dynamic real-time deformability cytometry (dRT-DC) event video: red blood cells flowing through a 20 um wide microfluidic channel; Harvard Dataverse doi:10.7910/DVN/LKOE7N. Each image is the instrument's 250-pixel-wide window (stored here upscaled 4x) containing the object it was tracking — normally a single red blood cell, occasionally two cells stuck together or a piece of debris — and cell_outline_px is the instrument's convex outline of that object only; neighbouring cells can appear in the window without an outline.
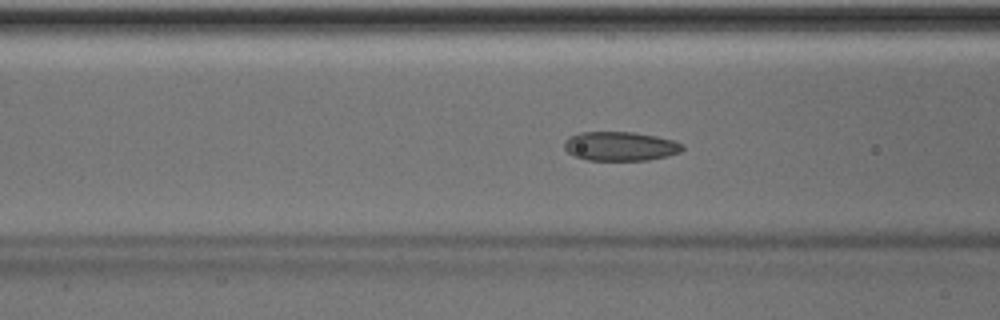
{"species": "Egyptian fruit bat (a non-hibernating species)", "species_latin": "Rousettus aegyptiacus", "temperature_condition": "room temperature", "stored_images_in_passage": 52, "camera_frame_rate_fps": 3000, "um_per_image_px": 0.085, "animal": {"sex": "male"}, "frame": {"image": 1, "passage_image": 20, "time_ms": 6.333, "image_size_px": [1000, 320], "cell_outline_px": [[684, 148], [680, 152], [648, 160], [588, 160], [576, 156], [568, 152], [564, 148], [564, 140], [580, 132], [632, 132], [656, 136], [672, 140], [684, 144]], "centroid_in_image_um": [52.72, 12.42], "position_along_channel_um": 113.9, "area_um2": 19.88}}
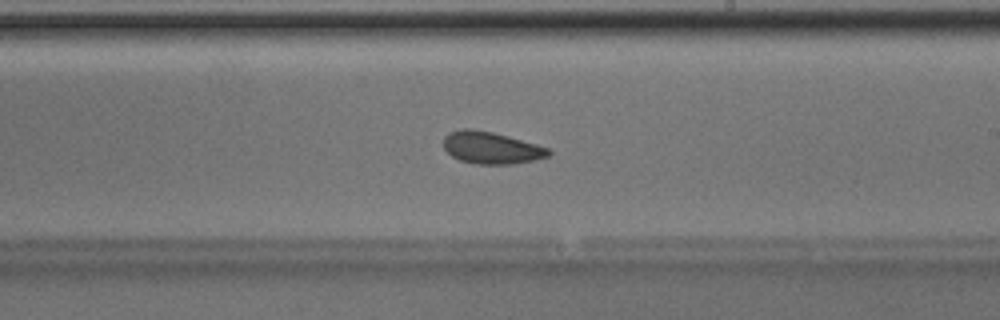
{"frame": {"image": 2, "passage_image": 30, "time_ms": 9.667, "image_size_px": [1000, 320], "cell_outline_px": [[552, 152], [548, 156], [536, 160], [512, 164], [476, 164], [460, 160], [452, 156], [444, 148], [444, 136], [448, 132], [464, 128], [472, 128], [492, 132], [508, 136], [536, 144], [548, 148]], "centroid_in_image_um": [41.75, 12.56], "position_along_channel_um": 247.3, "area_um2": 19.65}}
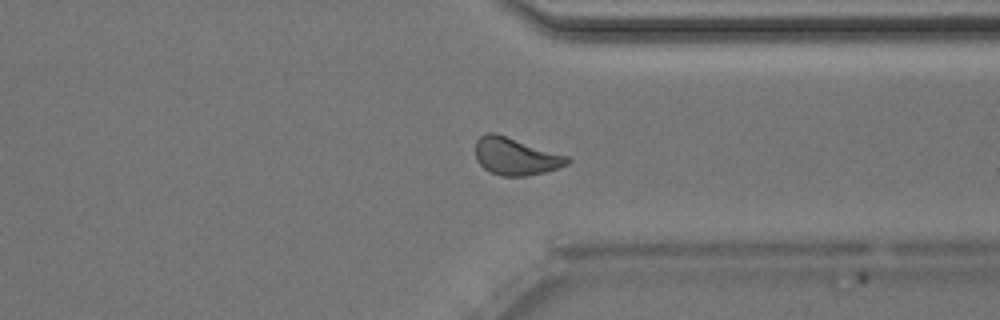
{"frame": {"image": 3, "passage_image": 39, "time_ms": 12.667, "image_size_px": [1000, 320], "cell_outline_px": [[572, 160], [568, 164], [544, 172], [524, 176], [504, 176], [488, 172], [476, 160], [476, 140], [484, 132], [496, 132], [568, 156]], "centroid_in_image_um": [43.8, 13.27], "position_along_channel_um": 367.6, "area_um2": 20.11}, "authors_computed_cell_mechanics": {"area_um2": 19.8832, "velocity_mm_per_s": 4.0164, "shape_relaxation_time_tau1_ms": 10.6919, "shape_relaxation_time_tau2_ms": 3.0745, "deformation_change_tau1": 0.1728, "deformation_change_tau2": 0.0804}}